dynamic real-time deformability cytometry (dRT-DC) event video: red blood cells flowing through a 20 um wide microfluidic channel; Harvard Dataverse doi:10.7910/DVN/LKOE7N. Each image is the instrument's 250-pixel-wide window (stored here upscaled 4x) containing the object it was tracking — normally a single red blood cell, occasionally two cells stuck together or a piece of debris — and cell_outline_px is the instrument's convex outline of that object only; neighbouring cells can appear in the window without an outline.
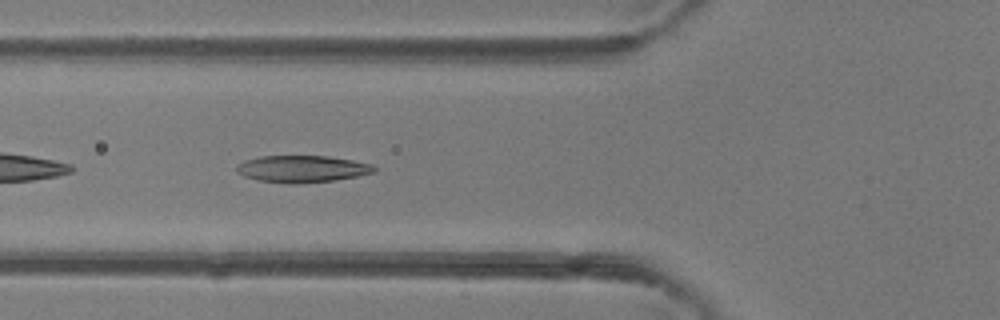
{"species": "common noctule bat (a hibernating species)", "species_latin": "Nyctalus noctula", "temperature_condition": "room temperature", "stored_images_in_passage": 45, "camera_frame_rate_fps": 3000, "um_per_image_px": 0.085, "animal": {"sex": "female"}, "frame": {"image": 1, "passage_image": 16, "time_ms": 5.0, "image_size_px": [1000, 320], "cell_outline_px": [[376, 172], [336, 180], [296, 184], [292, 184], [260, 180], [244, 176], [236, 172], [236, 164], [244, 160], [260, 156], [328, 156], [352, 160], [372, 164], [376, 168]], "centroid_in_image_um": [25.67, 14.35], "position_along_channel_um": 100.1, "area_um2": 21.62}}
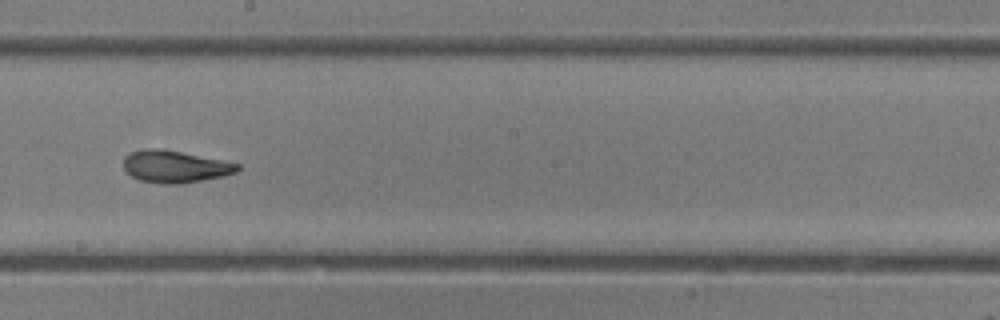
{"frame": {"image": 2, "passage_image": 25, "time_ms": 8.0, "image_size_px": [1000, 320], "cell_outline_px": [[240, 168], [236, 172], [224, 176], [180, 184], [164, 184], [140, 180], [124, 172], [124, 156], [128, 152], [144, 148], [156, 148], [180, 152], [240, 164]], "centroid_in_image_um": [14.82, 14.16], "position_along_channel_um": 233.4, "area_um2": 21.27}}
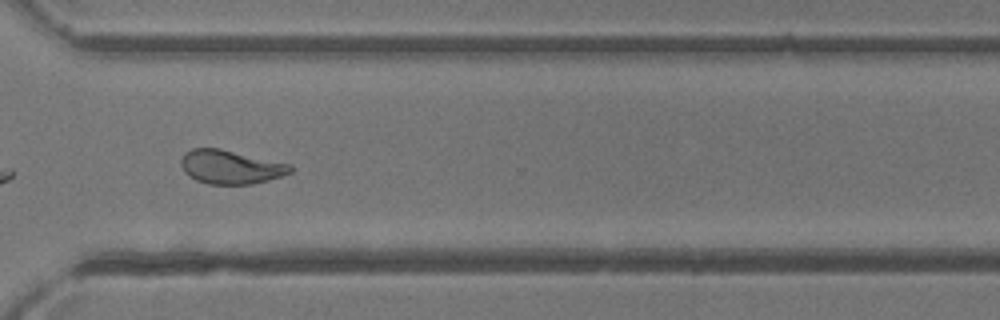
{"frame": {"image": 3, "passage_image": 33, "time_ms": 10.667, "image_size_px": [1000, 320], "cell_outline_px": [[292, 172], [284, 176], [252, 184], [208, 184], [196, 180], [188, 176], [184, 172], [180, 164], [180, 160], [192, 148], [220, 148], [292, 164]], "centroid_in_image_um": [19.63, 14.2], "position_along_channel_um": 351.0, "area_um2": 21.68}, "authors_computed_cell_mechanics": {"area_um2": 22.4264, "velocity_mm_per_s": 4.423, "shape_relaxation_time_tau1_ms": 4.8037, "shape_relaxation_time_tau2_ms": 1.9023, "deformation_change_tau1": 0.1878, "deformation_change_tau2": 0.0864}}